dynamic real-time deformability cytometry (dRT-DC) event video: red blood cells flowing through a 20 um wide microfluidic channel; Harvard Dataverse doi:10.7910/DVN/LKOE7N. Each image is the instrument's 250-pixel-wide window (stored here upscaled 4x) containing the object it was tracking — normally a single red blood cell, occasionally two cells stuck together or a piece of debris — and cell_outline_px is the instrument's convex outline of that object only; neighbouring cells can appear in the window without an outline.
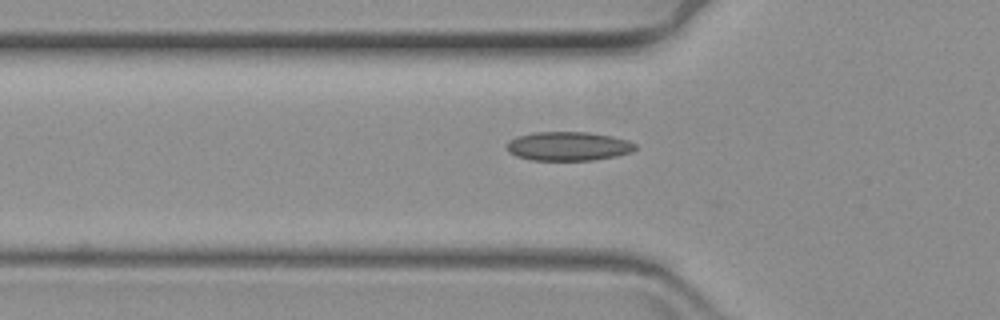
{"species": "common noctule bat (a hibernating species)", "species_latin": "Nyctalus noctula", "temperature_condition": "warm", "stored_images_in_passage": 3, "camera_frame_rate_fps": 3000, "um_per_image_px": 0.085, "animal": {"sex": "female", "body_mass_g": 19.3, "forearm_length_mm": 54.1}, "frame": {"image": 1, "passage_image": 2, "time_ms": 0.333, "image_size_px": [1000, 320], "cell_outline_px": [[636, 148], [632, 152], [616, 156], [592, 160], [532, 160], [516, 156], [508, 152], [508, 140], [516, 136], [532, 132], [588, 132], [612, 136], [628, 140], [636, 144]], "centroid_in_image_um": [48.3, 12.42], "position_along_channel_um": 77.5, "area_um2": 21.79}}